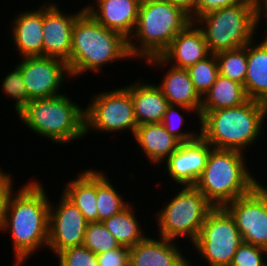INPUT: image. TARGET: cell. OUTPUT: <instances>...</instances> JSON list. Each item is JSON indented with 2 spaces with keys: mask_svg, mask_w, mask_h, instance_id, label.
<instances>
[{
  "mask_svg": "<svg viewBox=\"0 0 267 266\" xmlns=\"http://www.w3.org/2000/svg\"><path fill=\"white\" fill-rule=\"evenodd\" d=\"M118 193L116 187L111 184L108 177L96 170V206L98 221L110 218L122 212L130 203L126 202Z\"/></svg>",
  "mask_w": 267,
  "mask_h": 266,
  "instance_id": "4316f807",
  "label": "cell"
},
{
  "mask_svg": "<svg viewBox=\"0 0 267 266\" xmlns=\"http://www.w3.org/2000/svg\"><path fill=\"white\" fill-rule=\"evenodd\" d=\"M83 246L96 255L119 248L121 245L100 221L88 222Z\"/></svg>",
  "mask_w": 267,
  "mask_h": 266,
  "instance_id": "f546056e",
  "label": "cell"
},
{
  "mask_svg": "<svg viewBox=\"0 0 267 266\" xmlns=\"http://www.w3.org/2000/svg\"><path fill=\"white\" fill-rule=\"evenodd\" d=\"M20 69L30 100L48 99L59 95V87L67 76L71 78L68 64L46 56L23 57ZM66 75V76H65Z\"/></svg>",
  "mask_w": 267,
  "mask_h": 266,
  "instance_id": "7c38bea8",
  "label": "cell"
},
{
  "mask_svg": "<svg viewBox=\"0 0 267 266\" xmlns=\"http://www.w3.org/2000/svg\"><path fill=\"white\" fill-rule=\"evenodd\" d=\"M195 23L202 29L212 54L247 45L254 39L258 27L254 3L250 0L209 11Z\"/></svg>",
  "mask_w": 267,
  "mask_h": 266,
  "instance_id": "52a82bcc",
  "label": "cell"
},
{
  "mask_svg": "<svg viewBox=\"0 0 267 266\" xmlns=\"http://www.w3.org/2000/svg\"><path fill=\"white\" fill-rule=\"evenodd\" d=\"M182 187L155 216L159 236L174 241L186 236L193 244L214 206L195 186Z\"/></svg>",
  "mask_w": 267,
  "mask_h": 266,
  "instance_id": "ba28073f",
  "label": "cell"
},
{
  "mask_svg": "<svg viewBox=\"0 0 267 266\" xmlns=\"http://www.w3.org/2000/svg\"><path fill=\"white\" fill-rule=\"evenodd\" d=\"M54 207L49 208V237L47 248L57 255L60 251L82 246L88 221L82 212L63 194Z\"/></svg>",
  "mask_w": 267,
  "mask_h": 266,
  "instance_id": "4fadbf2b",
  "label": "cell"
},
{
  "mask_svg": "<svg viewBox=\"0 0 267 266\" xmlns=\"http://www.w3.org/2000/svg\"><path fill=\"white\" fill-rule=\"evenodd\" d=\"M243 242L230 213L224 207H214L208 213L193 246L210 266H230L237 248Z\"/></svg>",
  "mask_w": 267,
  "mask_h": 266,
  "instance_id": "9c48e42d",
  "label": "cell"
},
{
  "mask_svg": "<svg viewBox=\"0 0 267 266\" xmlns=\"http://www.w3.org/2000/svg\"><path fill=\"white\" fill-rule=\"evenodd\" d=\"M95 1L96 5L91 3L83 8L101 25L129 39L134 32L142 0Z\"/></svg>",
  "mask_w": 267,
  "mask_h": 266,
  "instance_id": "e0dca14e",
  "label": "cell"
},
{
  "mask_svg": "<svg viewBox=\"0 0 267 266\" xmlns=\"http://www.w3.org/2000/svg\"><path fill=\"white\" fill-rule=\"evenodd\" d=\"M244 154L237 150H210L206 166L194 186L214 207H224L260 183L247 168Z\"/></svg>",
  "mask_w": 267,
  "mask_h": 266,
  "instance_id": "5b68a950",
  "label": "cell"
},
{
  "mask_svg": "<svg viewBox=\"0 0 267 266\" xmlns=\"http://www.w3.org/2000/svg\"><path fill=\"white\" fill-rule=\"evenodd\" d=\"M17 115L33 133L60 145L86 136L85 109L66 94L32 99Z\"/></svg>",
  "mask_w": 267,
  "mask_h": 266,
  "instance_id": "8992f818",
  "label": "cell"
},
{
  "mask_svg": "<svg viewBox=\"0 0 267 266\" xmlns=\"http://www.w3.org/2000/svg\"><path fill=\"white\" fill-rule=\"evenodd\" d=\"M2 87L6 95L15 100L14 110L18 114L29 103L30 98L17 66L10 73H7L3 79Z\"/></svg>",
  "mask_w": 267,
  "mask_h": 266,
  "instance_id": "1f68e13d",
  "label": "cell"
},
{
  "mask_svg": "<svg viewBox=\"0 0 267 266\" xmlns=\"http://www.w3.org/2000/svg\"><path fill=\"white\" fill-rule=\"evenodd\" d=\"M133 208V204L132 206L130 204L122 212L102 221L117 242L128 248L135 246L146 237L145 232H142L139 226Z\"/></svg>",
  "mask_w": 267,
  "mask_h": 266,
  "instance_id": "484cf974",
  "label": "cell"
},
{
  "mask_svg": "<svg viewBox=\"0 0 267 266\" xmlns=\"http://www.w3.org/2000/svg\"><path fill=\"white\" fill-rule=\"evenodd\" d=\"M243 241L267 250V187L258 183L249 193L226 204Z\"/></svg>",
  "mask_w": 267,
  "mask_h": 266,
  "instance_id": "8fae6325",
  "label": "cell"
},
{
  "mask_svg": "<svg viewBox=\"0 0 267 266\" xmlns=\"http://www.w3.org/2000/svg\"><path fill=\"white\" fill-rule=\"evenodd\" d=\"M190 22L187 13L168 1L142 0L134 32L128 39L131 57L146 60L160 56Z\"/></svg>",
  "mask_w": 267,
  "mask_h": 266,
  "instance_id": "277c9868",
  "label": "cell"
},
{
  "mask_svg": "<svg viewBox=\"0 0 267 266\" xmlns=\"http://www.w3.org/2000/svg\"><path fill=\"white\" fill-rule=\"evenodd\" d=\"M126 58L132 60L128 39L122 34L101 25L86 10L75 20L68 63L71 77L98 73L104 64Z\"/></svg>",
  "mask_w": 267,
  "mask_h": 266,
  "instance_id": "3957f363",
  "label": "cell"
},
{
  "mask_svg": "<svg viewBox=\"0 0 267 266\" xmlns=\"http://www.w3.org/2000/svg\"><path fill=\"white\" fill-rule=\"evenodd\" d=\"M63 195L83 214L88 222L98 221L96 206V170H84L78 178L69 181Z\"/></svg>",
  "mask_w": 267,
  "mask_h": 266,
  "instance_id": "cb8c5ba5",
  "label": "cell"
},
{
  "mask_svg": "<svg viewBox=\"0 0 267 266\" xmlns=\"http://www.w3.org/2000/svg\"><path fill=\"white\" fill-rule=\"evenodd\" d=\"M134 137L153 165L167 160L182 144L166 131L161 122L138 125Z\"/></svg>",
  "mask_w": 267,
  "mask_h": 266,
  "instance_id": "44dd1931",
  "label": "cell"
},
{
  "mask_svg": "<svg viewBox=\"0 0 267 266\" xmlns=\"http://www.w3.org/2000/svg\"><path fill=\"white\" fill-rule=\"evenodd\" d=\"M56 257L59 266H98L97 255L83 245L66 248Z\"/></svg>",
  "mask_w": 267,
  "mask_h": 266,
  "instance_id": "d6a6232c",
  "label": "cell"
},
{
  "mask_svg": "<svg viewBox=\"0 0 267 266\" xmlns=\"http://www.w3.org/2000/svg\"><path fill=\"white\" fill-rule=\"evenodd\" d=\"M137 127L134 104L125 88L94 95L85 109V134L92 128L106 133L127 130L134 136Z\"/></svg>",
  "mask_w": 267,
  "mask_h": 266,
  "instance_id": "30bf717a",
  "label": "cell"
},
{
  "mask_svg": "<svg viewBox=\"0 0 267 266\" xmlns=\"http://www.w3.org/2000/svg\"><path fill=\"white\" fill-rule=\"evenodd\" d=\"M195 90L201 97L210 89L219 75L215 54H210L187 69Z\"/></svg>",
  "mask_w": 267,
  "mask_h": 266,
  "instance_id": "f1b7e54d",
  "label": "cell"
},
{
  "mask_svg": "<svg viewBox=\"0 0 267 266\" xmlns=\"http://www.w3.org/2000/svg\"><path fill=\"white\" fill-rule=\"evenodd\" d=\"M266 255V249L243 242L237 248L230 266H267L264 259L267 257Z\"/></svg>",
  "mask_w": 267,
  "mask_h": 266,
  "instance_id": "836d02e7",
  "label": "cell"
},
{
  "mask_svg": "<svg viewBox=\"0 0 267 266\" xmlns=\"http://www.w3.org/2000/svg\"><path fill=\"white\" fill-rule=\"evenodd\" d=\"M124 88L131 95L138 125L162 122L169 104L158 85L138 81Z\"/></svg>",
  "mask_w": 267,
  "mask_h": 266,
  "instance_id": "ffe728a7",
  "label": "cell"
},
{
  "mask_svg": "<svg viewBox=\"0 0 267 266\" xmlns=\"http://www.w3.org/2000/svg\"><path fill=\"white\" fill-rule=\"evenodd\" d=\"M170 105H181L194 110L200 117L202 97L195 90L187 69L171 66L158 85Z\"/></svg>",
  "mask_w": 267,
  "mask_h": 266,
  "instance_id": "603a6c76",
  "label": "cell"
},
{
  "mask_svg": "<svg viewBox=\"0 0 267 266\" xmlns=\"http://www.w3.org/2000/svg\"><path fill=\"white\" fill-rule=\"evenodd\" d=\"M174 240L145 237L129 248V266H191Z\"/></svg>",
  "mask_w": 267,
  "mask_h": 266,
  "instance_id": "ac0fdd59",
  "label": "cell"
},
{
  "mask_svg": "<svg viewBox=\"0 0 267 266\" xmlns=\"http://www.w3.org/2000/svg\"><path fill=\"white\" fill-rule=\"evenodd\" d=\"M13 19L11 36L20 57L43 56V4Z\"/></svg>",
  "mask_w": 267,
  "mask_h": 266,
  "instance_id": "d6986e66",
  "label": "cell"
},
{
  "mask_svg": "<svg viewBox=\"0 0 267 266\" xmlns=\"http://www.w3.org/2000/svg\"><path fill=\"white\" fill-rule=\"evenodd\" d=\"M255 41L253 39L247 44L244 90L248 99L267 105V36L260 43L256 44Z\"/></svg>",
  "mask_w": 267,
  "mask_h": 266,
  "instance_id": "7402d4cb",
  "label": "cell"
},
{
  "mask_svg": "<svg viewBox=\"0 0 267 266\" xmlns=\"http://www.w3.org/2000/svg\"><path fill=\"white\" fill-rule=\"evenodd\" d=\"M210 54L202 29L192 21L174 37L169 47L160 56L151 57L145 61L151 66L163 67V69L170 63L173 67L188 69Z\"/></svg>",
  "mask_w": 267,
  "mask_h": 266,
  "instance_id": "5bb4252c",
  "label": "cell"
},
{
  "mask_svg": "<svg viewBox=\"0 0 267 266\" xmlns=\"http://www.w3.org/2000/svg\"><path fill=\"white\" fill-rule=\"evenodd\" d=\"M181 8L185 13H187L192 21H195V3L196 0H165Z\"/></svg>",
  "mask_w": 267,
  "mask_h": 266,
  "instance_id": "74e56055",
  "label": "cell"
},
{
  "mask_svg": "<svg viewBox=\"0 0 267 266\" xmlns=\"http://www.w3.org/2000/svg\"><path fill=\"white\" fill-rule=\"evenodd\" d=\"M97 259L98 266H129V248L120 246L98 254Z\"/></svg>",
  "mask_w": 267,
  "mask_h": 266,
  "instance_id": "e575fe53",
  "label": "cell"
},
{
  "mask_svg": "<svg viewBox=\"0 0 267 266\" xmlns=\"http://www.w3.org/2000/svg\"><path fill=\"white\" fill-rule=\"evenodd\" d=\"M242 0H196L195 3V20L212 10L233 6Z\"/></svg>",
  "mask_w": 267,
  "mask_h": 266,
  "instance_id": "8d00e7d4",
  "label": "cell"
},
{
  "mask_svg": "<svg viewBox=\"0 0 267 266\" xmlns=\"http://www.w3.org/2000/svg\"><path fill=\"white\" fill-rule=\"evenodd\" d=\"M253 3H254L256 19H257V22L259 23L260 19L263 16L262 14H264V17H267V0H254ZM266 26H267V24H266ZM266 31H267V29H266Z\"/></svg>",
  "mask_w": 267,
  "mask_h": 266,
  "instance_id": "f35d334b",
  "label": "cell"
},
{
  "mask_svg": "<svg viewBox=\"0 0 267 266\" xmlns=\"http://www.w3.org/2000/svg\"><path fill=\"white\" fill-rule=\"evenodd\" d=\"M13 179L10 174L5 173L0 168V231L2 232V228L5 221L6 208L9 197L13 194Z\"/></svg>",
  "mask_w": 267,
  "mask_h": 266,
  "instance_id": "d590c367",
  "label": "cell"
},
{
  "mask_svg": "<svg viewBox=\"0 0 267 266\" xmlns=\"http://www.w3.org/2000/svg\"><path fill=\"white\" fill-rule=\"evenodd\" d=\"M44 188L40 182L29 180L9 197L2 231L10 229L14 266L48 245L50 200Z\"/></svg>",
  "mask_w": 267,
  "mask_h": 266,
  "instance_id": "6da1fadb",
  "label": "cell"
},
{
  "mask_svg": "<svg viewBox=\"0 0 267 266\" xmlns=\"http://www.w3.org/2000/svg\"><path fill=\"white\" fill-rule=\"evenodd\" d=\"M219 74L244 86L247 74V45L215 54Z\"/></svg>",
  "mask_w": 267,
  "mask_h": 266,
  "instance_id": "83f0119b",
  "label": "cell"
},
{
  "mask_svg": "<svg viewBox=\"0 0 267 266\" xmlns=\"http://www.w3.org/2000/svg\"><path fill=\"white\" fill-rule=\"evenodd\" d=\"M180 109L181 111L185 110L187 111V113L190 112H195L194 110L185 107V106H181V105H168L166 108V112L164 114L163 120H162V124L164 126V128L166 129V131L172 135L173 137H175L176 139H178L181 143H187V142H191L195 139H197L200 134L196 133L194 131L193 132H188V131H180L182 127V125L185 123L184 121V116L182 114H180ZM174 115V117H173ZM176 115V116H175ZM176 117V118H175Z\"/></svg>",
  "mask_w": 267,
  "mask_h": 266,
  "instance_id": "4dcf8cb0",
  "label": "cell"
},
{
  "mask_svg": "<svg viewBox=\"0 0 267 266\" xmlns=\"http://www.w3.org/2000/svg\"><path fill=\"white\" fill-rule=\"evenodd\" d=\"M212 148L201 136L191 142L182 143L164 161L170 179L172 178L176 184L181 185V188L182 186H194L206 166Z\"/></svg>",
  "mask_w": 267,
  "mask_h": 266,
  "instance_id": "2e32d148",
  "label": "cell"
},
{
  "mask_svg": "<svg viewBox=\"0 0 267 266\" xmlns=\"http://www.w3.org/2000/svg\"><path fill=\"white\" fill-rule=\"evenodd\" d=\"M267 105L248 99L244 104L212 111H200V136L213 148L243 152L263 129Z\"/></svg>",
  "mask_w": 267,
  "mask_h": 266,
  "instance_id": "7a4b0ae2",
  "label": "cell"
},
{
  "mask_svg": "<svg viewBox=\"0 0 267 266\" xmlns=\"http://www.w3.org/2000/svg\"><path fill=\"white\" fill-rule=\"evenodd\" d=\"M248 100L244 86L220 74L210 89L203 95L201 111L236 107Z\"/></svg>",
  "mask_w": 267,
  "mask_h": 266,
  "instance_id": "d4e9b609",
  "label": "cell"
},
{
  "mask_svg": "<svg viewBox=\"0 0 267 266\" xmlns=\"http://www.w3.org/2000/svg\"><path fill=\"white\" fill-rule=\"evenodd\" d=\"M85 11L68 15L55 3L43 4V56L69 63L72 44V28L75 20Z\"/></svg>",
  "mask_w": 267,
  "mask_h": 266,
  "instance_id": "9a60e30c",
  "label": "cell"
}]
</instances>
